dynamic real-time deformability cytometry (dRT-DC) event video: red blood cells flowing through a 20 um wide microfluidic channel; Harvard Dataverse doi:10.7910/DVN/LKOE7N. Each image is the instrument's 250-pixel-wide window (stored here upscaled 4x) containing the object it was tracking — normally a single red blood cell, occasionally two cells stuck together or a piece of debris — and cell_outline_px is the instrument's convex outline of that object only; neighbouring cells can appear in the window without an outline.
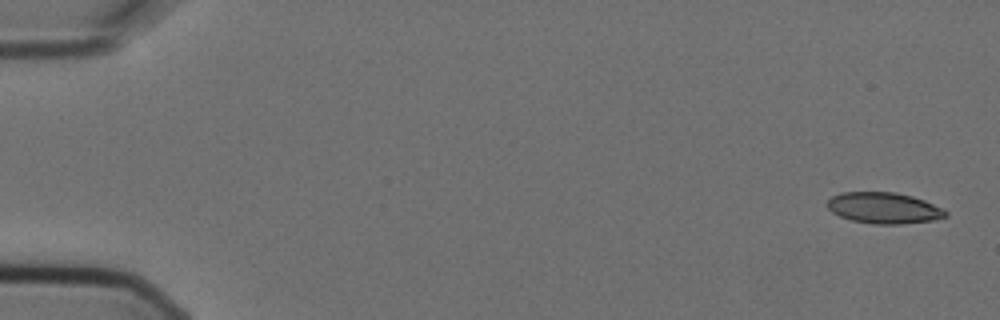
{"species": "Egyptian fruit bat (a non-hibernating species)", "species_latin": "Rousettus aegyptiacus", "temperature_condition": "cold", "stored_images_in_passage": 5, "camera_frame_rate_fps": 3000, "um_per_image_px": 0.085, "animal": {"sex": "female"}, "frame": {"image": 1, "passage_image": 1, "time_ms": 0.0, "image_size_px": [1000, 320], "cell_outline_px": [[948, 216], [932, 220], [900, 224], [872, 224], [852, 220], [840, 216], [832, 212], [828, 208], [828, 200], [832, 196], [840, 192], [896, 192], [912, 196], [924, 200], [944, 208], [948, 212]], "centroid_in_image_um": [75.15, 17.67], "position_along_channel_um": 9.9, "area_um2": 21.5}}
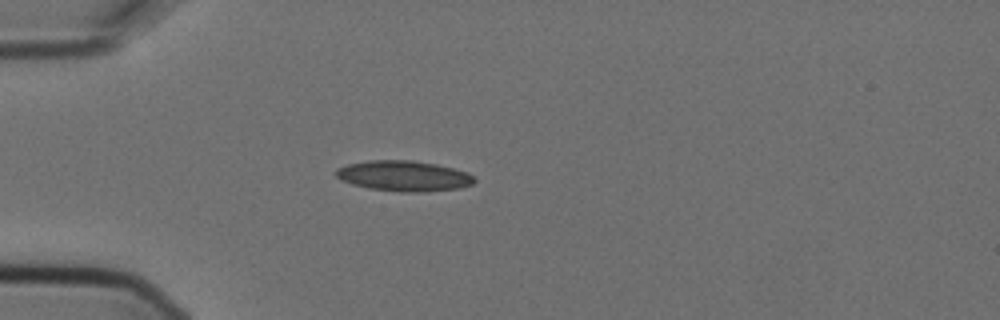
{"frame": {"image": 2, "passage_image": 5, "time_ms": 1.333, "image_size_px": [1000, 320], "cell_outline_px": [[476, 180], [472, 184], [460, 188], [424, 192], [400, 192], [368, 188], [352, 184], [340, 180], [336, 176], [336, 168], [348, 164], [368, 160], [412, 160], [436, 164], [468, 172]], "centroid_in_image_um": [34.31, 14.95], "position_along_channel_um": 50.7, "area_um2": 24.68}}